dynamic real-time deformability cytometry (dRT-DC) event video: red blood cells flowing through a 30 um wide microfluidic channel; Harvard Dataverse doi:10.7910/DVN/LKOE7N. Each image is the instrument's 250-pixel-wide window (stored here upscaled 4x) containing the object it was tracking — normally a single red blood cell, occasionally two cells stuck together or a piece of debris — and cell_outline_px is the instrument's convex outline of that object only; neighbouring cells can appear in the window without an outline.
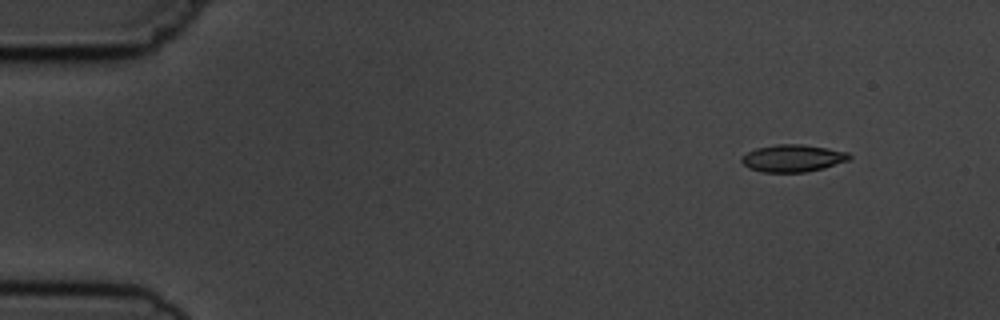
{"species": "common noctule bat (a hibernating species)", "species_latin": "Nyctalus noctula", "temperature_condition": "cold", "stored_images_in_passage": 4, "camera_frame_rate_fps": 3000, "um_per_image_px": 0.085, "animal": {"sex": "male", "body_mass_g": 19.5, "forearm_length_mm": 54.6}, "frame": {"image": 1, "passage_image": 1, "time_ms": 0.0, "image_size_px": [1000, 320], "cell_outline_px": [[852, 156], [848, 160], [824, 168], [804, 172], [764, 172], [748, 168], [740, 160], [748, 152], [756, 148], [776, 144], [800, 144], [828, 148], [848, 152]], "centroid_in_image_um": [67.4, 13.44], "position_along_channel_um": 17.6, "area_um2": 16.99}}
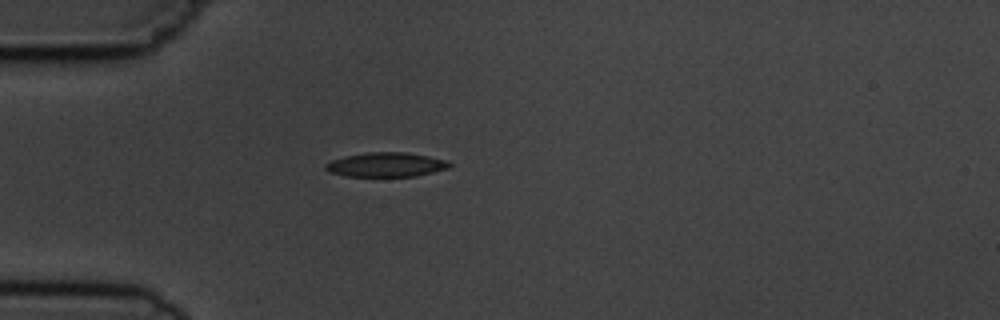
{"frame": {"image": 2, "passage_image": 4, "time_ms": 3.333, "image_size_px": [1000, 320], "cell_outline_px": [[452, 164], [448, 168], [416, 176], [344, 176], [328, 172], [324, 168], [324, 164], [332, 160], [344, 156], [368, 152], [408, 152], [448, 160]], "centroid_in_image_um": [32.8, 13.99], "position_along_channel_um": 52.2, "area_um2": 17.69}}